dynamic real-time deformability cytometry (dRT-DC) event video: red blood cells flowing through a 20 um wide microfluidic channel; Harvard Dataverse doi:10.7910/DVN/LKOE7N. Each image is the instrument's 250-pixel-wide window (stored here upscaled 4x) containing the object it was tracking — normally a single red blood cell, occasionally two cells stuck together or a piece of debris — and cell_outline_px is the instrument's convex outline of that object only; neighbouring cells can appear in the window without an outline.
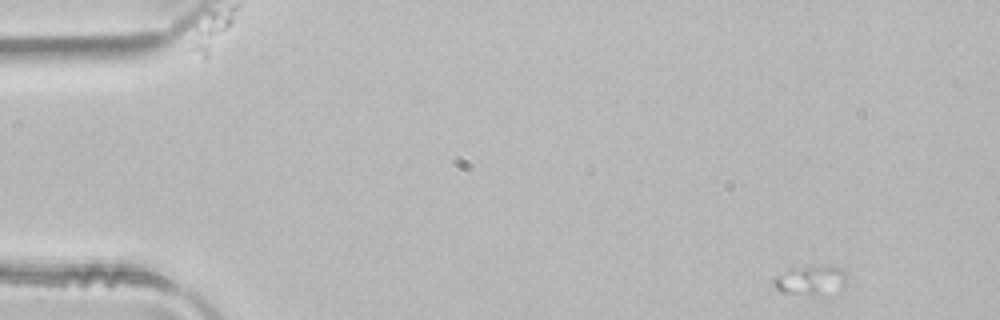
{"species": "common noctule bat (a hibernating species)", "species_latin": "Nyctalus noctula", "temperature_condition": "room temperature", "stored_images_in_passage": 3, "camera_frame_rate_fps": 3000, "um_per_image_px": 0.085, "animal": {"sex": "male", "body_mass_g": 21.5, "forearm_length_mm": 52.0}, "frame": {"image": 1, "passage_image": 1, "time_ms": 0.0, "image_size_px": [1000, 320], "cell_outline_px": [[844, 284], [840, 288], [820, 296], [812, 296], [784, 292], [776, 288], [772, 284], [772, 280], [776, 276], [792, 268], [804, 264], [832, 264], [840, 268], [844, 272]], "centroid_in_image_um": [68.88, 23.78], "position_along_channel_um": 16.1, "area_um2": 12.95}}